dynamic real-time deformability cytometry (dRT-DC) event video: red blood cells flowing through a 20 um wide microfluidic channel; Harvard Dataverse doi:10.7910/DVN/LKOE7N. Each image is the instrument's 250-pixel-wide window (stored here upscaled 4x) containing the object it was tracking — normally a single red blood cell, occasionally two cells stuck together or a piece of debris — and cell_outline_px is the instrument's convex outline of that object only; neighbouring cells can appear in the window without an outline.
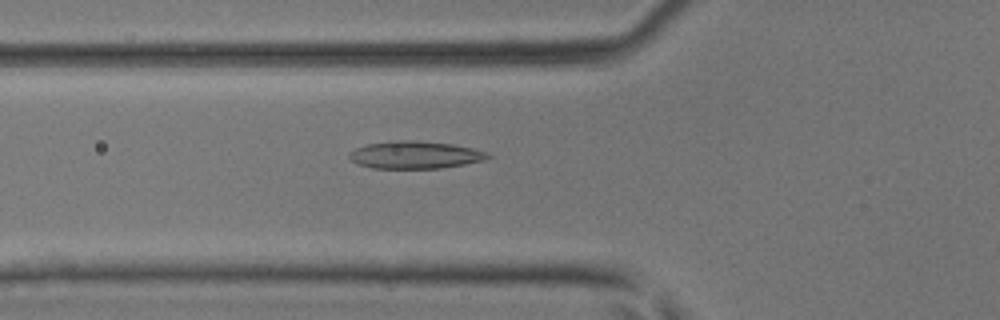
{"species": "common noctule bat (a hibernating species)", "species_latin": "Nyctalus noctula", "temperature_condition": "room temperature", "stored_images_in_passage": 39, "camera_frame_rate_fps": 3000, "um_per_image_px": 0.085, "animal": {"sex": "male", "body_mass_g": 17.9, "forearm_length_mm": 54.2}, "frame": {"image": 1, "passage_image": 9, "time_ms": 2.667, "image_size_px": [1000, 320], "cell_outline_px": [[492, 156], [484, 160], [464, 164], [440, 168], [372, 168], [356, 164], [348, 156], [348, 152], [356, 148], [368, 144], [396, 140], [416, 140], [452, 144], [472, 148], [488, 152]], "centroid_in_image_um": [35.27, 13.16], "position_along_channel_um": 90.5, "area_um2": 22.2}}
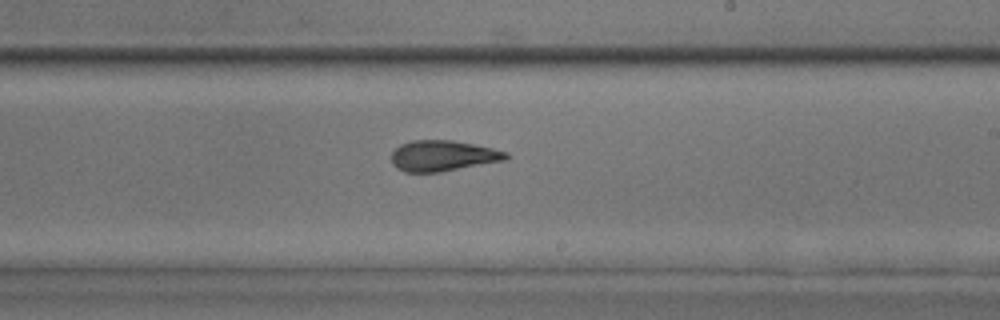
{"frame": {"image": 2, "passage_image": 20, "time_ms": 6.333, "image_size_px": [1000, 320], "cell_outline_px": [[508, 160], [440, 172], [404, 172], [396, 168], [392, 164], [392, 152], [400, 144], [412, 140], [452, 140], [492, 148], [508, 152]], "centroid_in_image_um": [37.65, 13.25], "position_along_channel_um": 251.4, "area_um2": 20.63}}
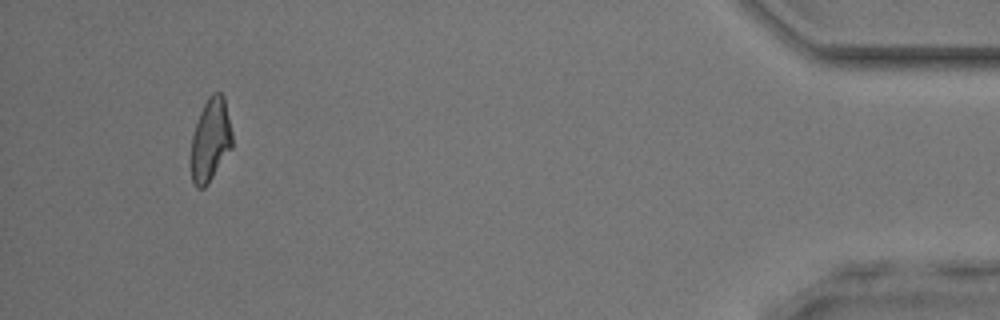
{"frame": {"image": 3, "passage_image": 36, "time_ms": 11.667, "image_size_px": [1000, 320], "cell_outline_px": [[232, 148], [208, 184], [204, 188], [196, 188], [192, 180], [192, 136], [200, 112], [208, 96], [212, 92], [220, 92], [224, 96], [232, 132]], "centroid_in_image_um": [17.91, 11.88], "position_along_channel_um": 417.3, "area_um2": 19.83}}